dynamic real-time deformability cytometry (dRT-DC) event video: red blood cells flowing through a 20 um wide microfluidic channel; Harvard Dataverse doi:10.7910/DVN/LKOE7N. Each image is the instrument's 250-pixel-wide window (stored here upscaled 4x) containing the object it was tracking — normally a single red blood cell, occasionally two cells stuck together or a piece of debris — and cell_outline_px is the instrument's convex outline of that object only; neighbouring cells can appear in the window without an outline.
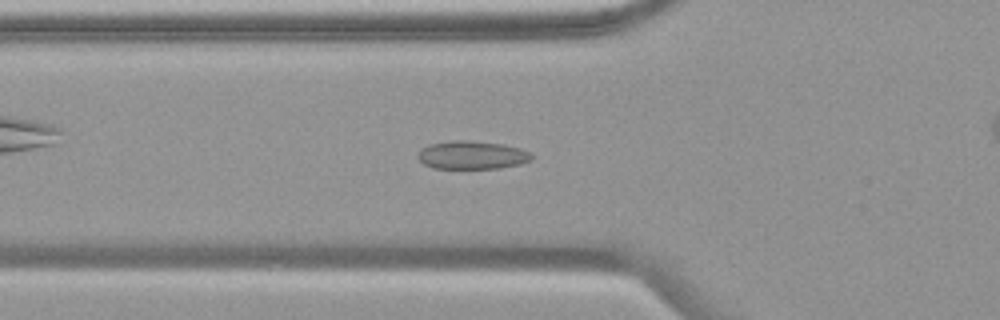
{"species": "common noctule bat (a hibernating species)", "species_latin": "Nyctalus noctula", "temperature_condition": "warm", "stored_images_in_passage": 48, "camera_frame_rate_fps": 3000, "um_per_image_px": 0.085, "animal": {"sex": "female", "body_mass_g": 19.9}, "frame": {"image": 1, "passage_image": 11, "time_ms": 3.333, "image_size_px": [1000, 320], "cell_outline_px": [[532, 160], [520, 164], [500, 168], [432, 168], [424, 164], [416, 156], [420, 148], [428, 144], [456, 140], [468, 140], [504, 144], [520, 148], [528, 152], [532, 156]], "centroid_in_image_um": [40.09, 13.17], "position_along_channel_um": 85.7, "area_um2": 18.79}}
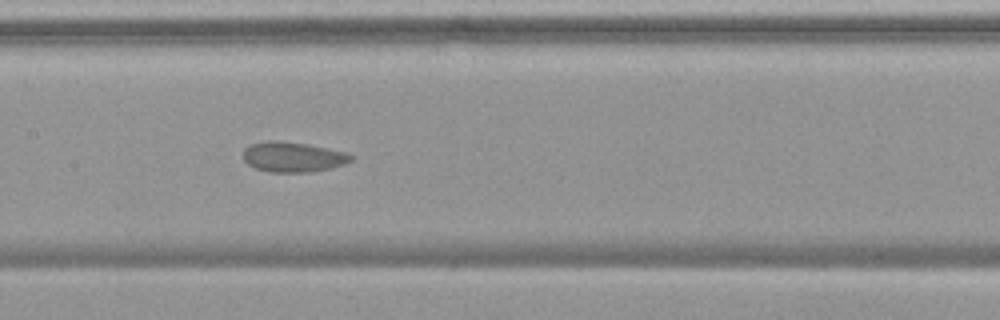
{"frame": {"image": 2, "passage_image": 19, "time_ms": 6.0, "image_size_px": [1000, 320], "cell_outline_px": [[356, 156], [352, 160], [344, 164], [332, 168], [312, 172], [268, 172], [256, 168], [248, 164], [244, 160], [244, 148], [248, 144], [268, 140], [280, 140], [308, 144], [348, 152]], "centroid_in_image_um": [24.93, 13.33], "position_along_channel_um": 182.5, "area_um2": 19.31}}
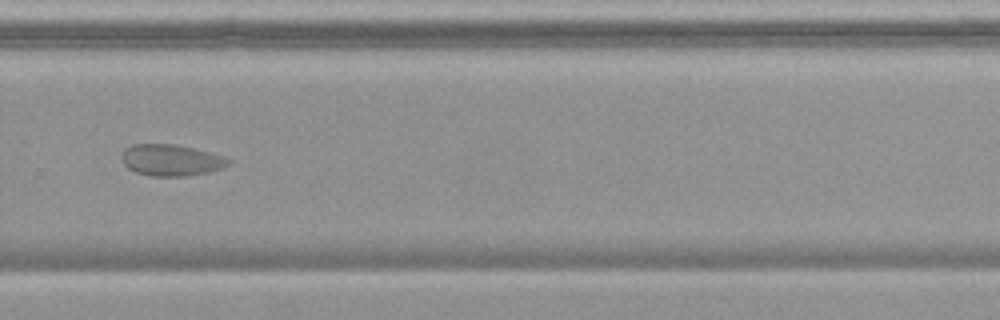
{"frame": {"image": 3, "passage_image": 30, "time_ms": 9.667, "image_size_px": [1000, 320], "cell_outline_px": [[232, 160], [224, 168], [208, 172], [184, 176], [148, 176], [136, 172], [128, 168], [124, 164], [120, 156], [124, 148], [132, 144], [172, 144], [192, 148], [224, 156]], "centroid_in_image_um": [14.51, 13.61], "position_along_channel_um": 315.3, "area_um2": 19.59}, "authors_computed_cell_mechanics": {"area_um2": 19.7965, "velocity_mm_per_s": 3.6297, "shape_relaxation_time_tau1_ms": 1.1758, "shape_relaxation_time_tau2_ms": 1.0238, "deformation_change_tau1": 0.0579, "deformation_change_tau2": 0.0542}}